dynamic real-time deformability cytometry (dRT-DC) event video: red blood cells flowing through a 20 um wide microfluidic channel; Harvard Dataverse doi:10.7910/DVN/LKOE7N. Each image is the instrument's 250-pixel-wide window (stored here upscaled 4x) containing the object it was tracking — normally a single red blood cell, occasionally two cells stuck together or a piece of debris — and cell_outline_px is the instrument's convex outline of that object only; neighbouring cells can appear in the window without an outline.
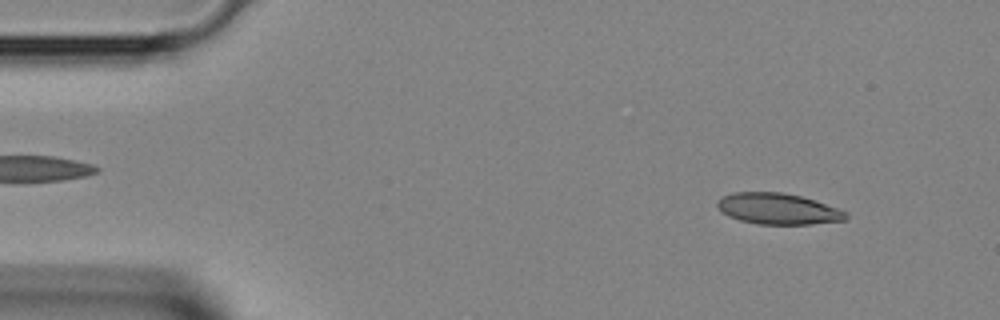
{"species": "Egyptian fruit bat (a non-hibernating species)", "species_latin": "Rousettus aegyptiacus", "temperature_condition": "room temperature", "stored_images_in_passage": 2, "camera_frame_rate_fps": 3000, "um_per_image_px": 0.085, "animal": {"sex": "female"}, "frame": {"image": 1, "passage_image": 1, "time_ms": 0.0, "image_size_px": [1000, 320], "cell_outline_px": [[848, 220], [812, 224], [756, 224], [740, 220], [728, 216], [716, 204], [716, 200], [720, 196], [732, 192], [784, 192], [816, 200], [848, 212]], "centroid_in_image_um": [66.14, 17.74], "position_along_channel_um": 18.9, "area_um2": 23.52}}